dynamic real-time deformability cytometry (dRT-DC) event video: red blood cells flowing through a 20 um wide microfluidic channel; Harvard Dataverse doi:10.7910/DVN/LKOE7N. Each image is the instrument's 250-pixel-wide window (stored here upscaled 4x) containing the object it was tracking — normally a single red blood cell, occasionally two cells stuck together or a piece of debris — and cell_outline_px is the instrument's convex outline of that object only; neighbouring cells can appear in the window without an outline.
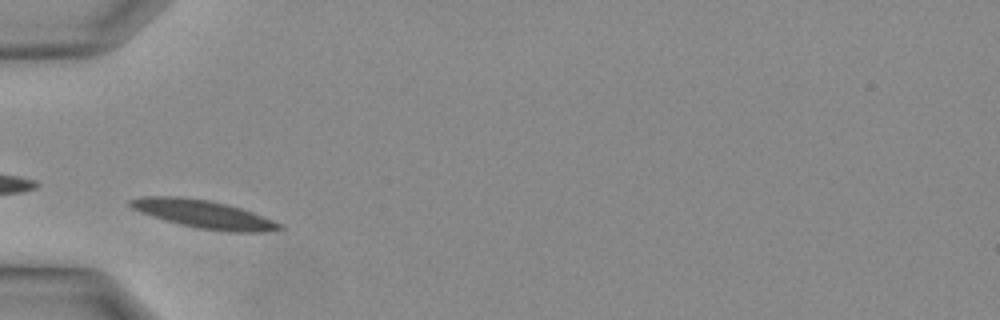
{"species": "Egyptian fruit bat (a non-hibernating species)", "species_latin": "Rousettus aegyptiacus", "temperature_condition": "warm", "stored_images_in_passage": 26, "camera_frame_rate_fps": 3000, "um_per_image_px": 0.085, "animal": {"sex": "female"}, "frame": {"image": 1, "passage_image": 5, "time_ms": 1.333, "image_size_px": [1000, 320], "cell_outline_px": [[284, 228], [268, 232], [232, 232], [196, 228], [180, 224], [152, 216], [140, 212], [132, 208], [128, 204], [128, 200], [144, 196], [176, 196], [208, 200], [240, 208], [252, 212], [284, 224]], "centroid_in_image_um": [17.33, 18.21], "position_along_channel_um": 67.7, "area_um2": 24.28}}
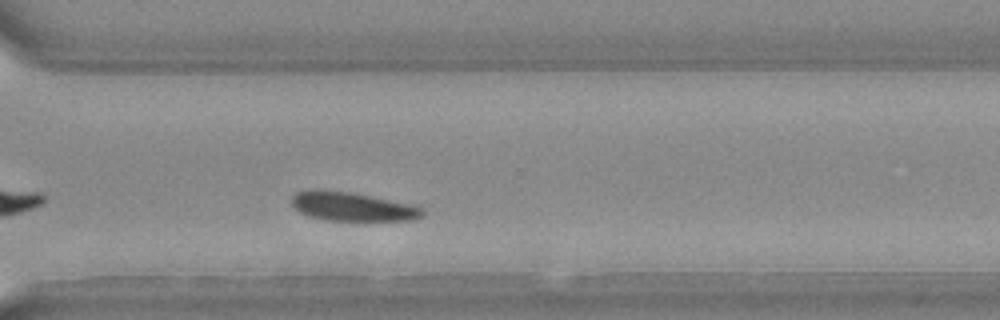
{"frame": {"image": 2, "passage_image": 19, "time_ms": 6.0, "image_size_px": [1000, 320], "cell_outline_px": [[424, 216], [416, 220], [320, 220], [308, 216], [300, 212], [292, 204], [292, 196], [296, 192], [312, 188], [316, 188], [348, 192], [408, 204], [420, 208], [424, 212]], "centroid_in_image_um": [29.87, 17.56], "position_along_channel_um": 340.7, "area_um2": 21.79}}